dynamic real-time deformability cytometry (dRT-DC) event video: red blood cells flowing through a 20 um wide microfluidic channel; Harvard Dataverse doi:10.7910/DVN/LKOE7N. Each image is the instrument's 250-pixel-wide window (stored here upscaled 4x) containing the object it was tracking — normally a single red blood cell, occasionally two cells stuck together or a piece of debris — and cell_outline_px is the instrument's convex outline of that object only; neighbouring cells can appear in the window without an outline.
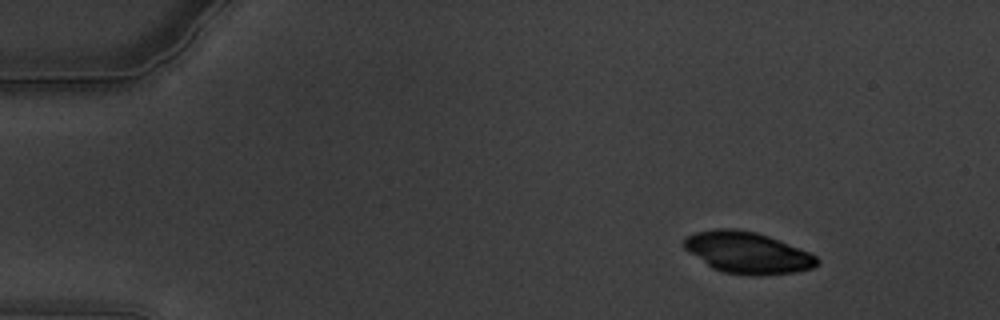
{"species": "common noctule bat (a hibernating species)", "species_latin": "Nyctalus noctula", "temperature_condition": "warm", "stored_images_in_passage": 61, "camera_frame_rate_fps": 3000, "um_per_image_px": 0.085, "animal": {"sex": "male", "body_mass_g": 19.5, "forearm_length_mm": 54.6}, "frame": {"image": 1, "passage_image": 8, "time_ms": 2.333, "image_size_px": [1000, 320], "cell_outline_px": [[820, 260], [812, 268], [796, 272], [756, 276], [752, 276], [724, 272], [712, 268], [688, 252], [684, 248], [684, 236], [696, 232], [716, 228], [736, 228], [756, 232], [780, 240], [808, 252], [816, 256]], "centroid_in_image_um": [63.5, 21.47], "position_along_channel_um": 21.5, "area_um2": 32.25}}